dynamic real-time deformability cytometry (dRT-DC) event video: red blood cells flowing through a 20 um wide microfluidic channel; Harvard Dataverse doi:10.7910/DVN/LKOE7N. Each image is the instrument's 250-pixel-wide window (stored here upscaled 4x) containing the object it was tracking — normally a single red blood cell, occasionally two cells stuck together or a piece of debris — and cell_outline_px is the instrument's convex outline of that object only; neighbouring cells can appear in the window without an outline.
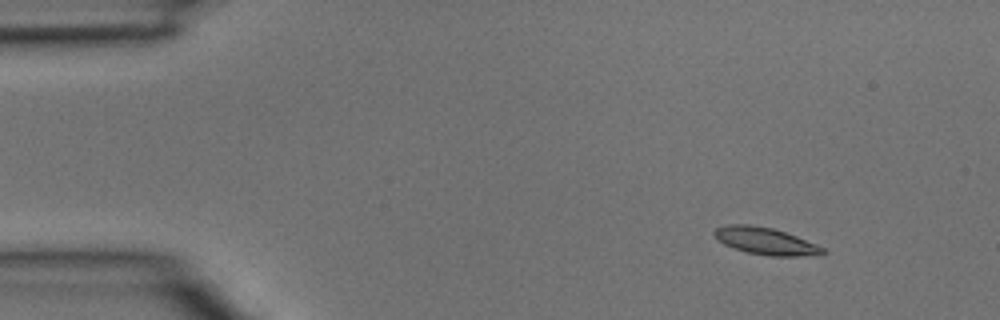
{"species": "common noctule bat (a hibernating species)", "species_latin": "Nyctalus noctula", "temperature_condition": "room temperature", "stored_images_in_passage": 4, "camera_frame_rate_fps": 3000, "um_per_image_px": 0.085, "animal": {"sex": "male", "body_mass_g": 15.6}, "frame": {"image": 1, "passage_image": 2, "time_ms": 0.333, "image_size_px": [1000, 320], "cell_outline_px": [[828, 252], [824, 256], [772, 256], [748, 252], [724, 244], [712, 232], [716, 228], [728, 224], [748, 224], [772, 228], [796, 236], [816, 244], [824, 248]], "centroid_in_image_um": [65.16, 20.5], "position_along_channel_um": 19.8, "area_um2": 17.05}}
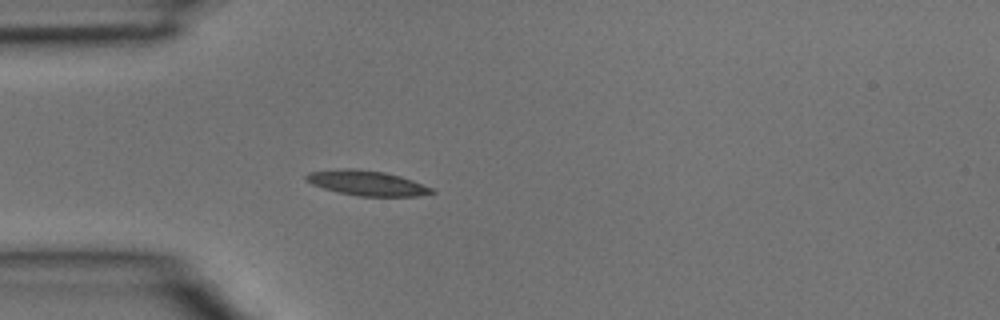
{"frame": {"image": 2, "passage_image": 4, "time_ms": 1.0, "image_size_px": [1000, 320], "cell_outline_px": [[436, 192], [416, 196], [356, 196], [324, 188], [312, 184], [304, 180], [304, 176], [308, 172], [344, 168], [356, 168], [384, 172], [400, 176], [412, 180], [432, 188]], "centroid_in_image_um": [31.15, 15.55], "position_along_channel_um": 53.8, "area_um2": 18.21}}